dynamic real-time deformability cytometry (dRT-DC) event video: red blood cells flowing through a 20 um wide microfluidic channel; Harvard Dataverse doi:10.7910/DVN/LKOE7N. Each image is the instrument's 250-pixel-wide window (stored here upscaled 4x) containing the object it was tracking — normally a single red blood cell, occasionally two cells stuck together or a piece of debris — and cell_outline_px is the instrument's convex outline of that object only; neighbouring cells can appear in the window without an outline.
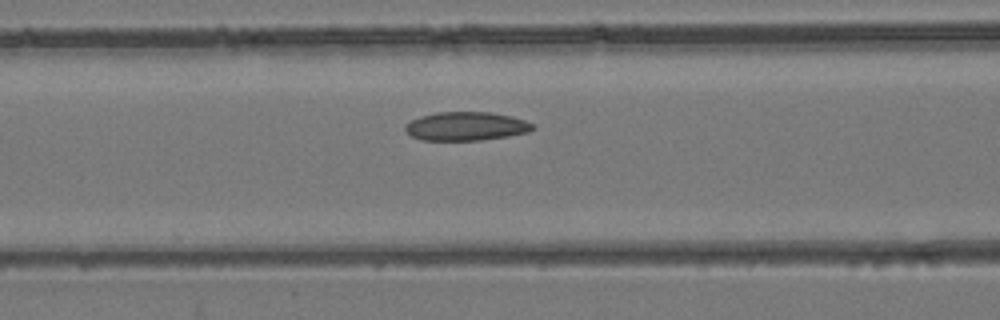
{"species": "common noctule bat (a hibernating species)", "species_latin": "Nyctalus noctula", "temperature_condition": "room temperature", "stored_images_in_passage": 38, "camera_frame_rate_fps": 3000, "um_per_image_px": 0.085, "animal": {"sex": "female", "body_mass_g": 24.6, "forearm_length_mm": 56.2}, "frame": {"image": 1, "passage_image": 13, "time_ms": 4.0, "image_size_px": [1000, 320], "cell_outline_px": [[536, 128], [528, 132], [508, 136], [480, 140], [420, 140], [412, 136], [404, 128], [404, 124], [420, 116], [436, 112], [492, 112], [512, 116], [536, 124]], "centroid_in_image_um": [39.64, 10.72], "position_along_channel_um": 127.0, "area_um2": 21.44}}
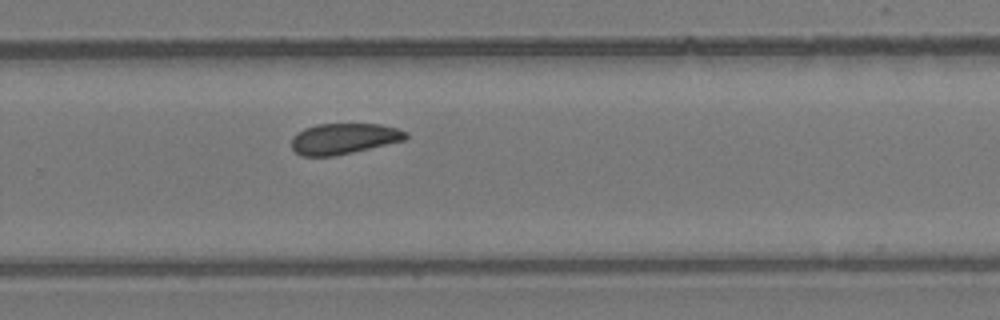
{"frame": {"image": 2, "passage_image": 24, "time_ms": 7.667, "image_size_px": [1000, 320], "cell_outline_px": [[408, 136], [404, 140], [336, 156], [300, 156], [292, 148], [292, 136], [296, 132], [304, 128], [316, 124], [380, 124], [396, 128], [408, 132]], "centroid_in_image_um": [29.19, 11.78], "position_along_channel_um": 300.6, "area_um2": 20.58}}
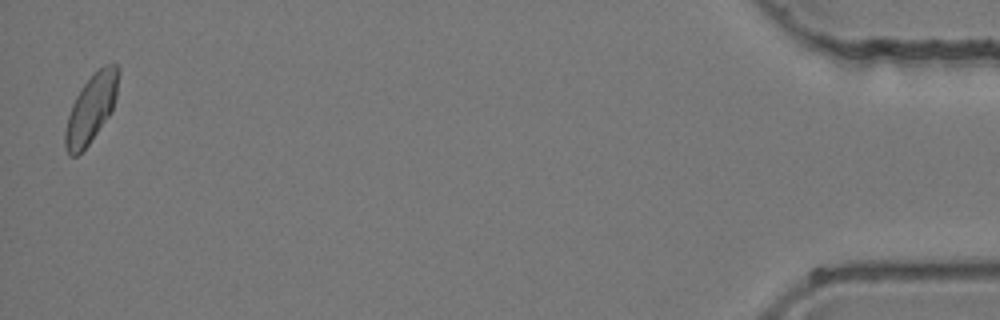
{"frame": {"image": 3, "passage_image": 38, "time_ms": 12.333, "image_size_px": [1000, 320], "cell_outline_px": [[120, 72], [116, 96], [112, 112], [88, 144], [76, 156], [68, 156], [64, 148], [64, 132], [68, 116], [72, 104], [76, 96], [84, 84], [104, 64], [116, 64], [120, 68]], "centroid_in_image_um": [7.75, 9.23], "position_along_channel_um": 427.5, "area_um2": 21.04}}